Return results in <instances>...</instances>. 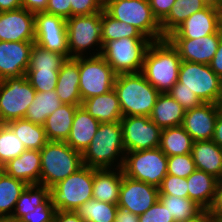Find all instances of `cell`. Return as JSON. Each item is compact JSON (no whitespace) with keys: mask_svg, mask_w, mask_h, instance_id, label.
Masks as SVG:
<instances>
[{"mask_svg":"<svg viewBox=\"0 0 222 222\" xmlns=\"http://www.w3.org/2000/svg\"><path fill=\"white\" fill-rule=\"evenodd\" d=\"M77 107L63 104L47 117L43 126L49 141L65 142L67 140Z\"/></svg>","mask_w":222,"mask_h":222,"instance_id":"obj_29","label":"cell"},{"mask_svg":"<svg viewBox=\"0 0 222 222\" xmlns=\"http://www.w3.org/2000/svg\"><path fill=\"white\" fill-rule=\"evenodd\" d=\"M171 89H187L203 103L222 105V79L206 64L181 61L178 82Z\"/></svg>","mask_w":222,"mask_h":222,"instance_id":"obj_7","label":"cell"},{"mask_svg":"<svg viewBox=\"0 0 222 222\" xmlns=\"http://www.w3.org/2000/svg\"><path fill=\"white\" fill-rule=\"evenodd\" d=\"M78 67L82 102L90 97L108 93L114 88L116 74L101 55L78 57Z\"/></svg>","mask_w":222,"mask_h":222,"instance_id":"obj_12","label":"cell"},{"mask_svg":"<svg viewBox=\"0 0 222 222\" xmlns=\"http://www.w3.org/2000/svg\"><path fill=\"white\" fill-rule=\"evenodd\" d=\"M158 189L159 195H174L181 198H189L187 178L167 174Z\"/></svg>","mask_w":222,"mask_h":222,"instance_id":"obj_43","label":"cell"},{"mask_svg":"<svg viewBox=\"0 0 222 222\" xmlns=\"http://www.w3.org/2000/svg\"><path fill=\"white\" fill-rule=\"evenodd\" d=\"M54 222H84L76 211H60L57 210Z\"/></svg>","mask_w":222,"mask_h":222,"instance_id":"obj_53","label":"cell"},{"mask_svg":"<svg viewBox=\"0 0 222 222\" xmlns=\"http://www.w3.org/2000/svg\"><path fill=\"white\" fill-rule=\"evenodd\" d=\"M78 57L67 58L61 65L55 91L63 104L81 106Z\"/></svg>","mask_w":222,"mask_h":222,"instance_id":"obj_21","label":"cell"},{"mask_svg":"<svg viewBox=\"0 0 222 222\" xmlns=\"http://www.w3.org/2000/svg\"><path fill=\"white\" fill-rule=\"evenodd\" d=\"M35 44L69 58L66 19L45 12L35 13Z\"/></svg>","mask_w":222,"mask_h":222,"instance_id":"obj_14","label":"cell"},{"mask_svg":"<svg viewBox=\"0 0 222 222\" xmlns=\"http://www.w3.org/2000/svg\"><path fill=\"white\" fill-rule=\"evenodd\" d=\"M149 38H120L106 42L101 56L112 67L116 75L139 73L142 71L144 57L149 45Z\"/></svg>","mask_w":222,"mask_h":222,"instance_id":"obj_8","label":"cell"},{"mask_svg":"<svg viewBox=\"0 0 222 222\" xmlns=\"http://www.w3.org/2000/svg\"><path fill=\"white\" fill-rule=\"evenodd\" d=\"M27 186L25 182L4 172L0 177V218L12 216L16 203Z\"/></svg>","mask_w":222,"mask_h":222,"instance_id":"obj_34","label":"cell"},{"mask_svg":"<svg viewBox=\"0 0 222 222\" xmlns=\"http://www.w3.org/2000/svg\"><path fill=\"white\" fill-rule=\"evenodd\" d=\"M122 168L95 169L93 168L92 198L105 203L117 204L122 183Z\"/></svg>","mask_w":222,"mask_h":222,"instance_id":"obj_24","label":"cell"},{"mask_svg":"<svg viewBox=\"0 0 222 222\" xmlns=\"http://www.w3.org/2000/svg\"><path fill=\"white\" fill-rule=\"evenodd\" d=\"M181 222H216L209 209H202L197 215Z\"/></svg>","mask_w":222,"mask_h":222,"instance_id":"obj_55","label":"cell"},{"mask_svg":"<svg viewBox=\"0 0 222 222\" xmlns=\"http://www.w3.org/2000/svg\"><path fill=\"white\" fill-rule=\"evenodd\" d=\"M59 71L27 70L26 76L36 92H49L55 90Z\"/></svg>","mask_w":222,"mask_h":222,"instance_id":"obj_41","label":"cell"},{"mask_svg":"<svg viewBox=\"0 0 222 222\" xmlns=\"http://www.w3.org/2000/svg\"><path fill=\"white\" fill-rule=\"evenodd\" d=\"M125 153L121 123H100L90 145L82 154L83 164L95 169L122 168Z\"/></svg>","mask_w":222,"mask_h":222,"instance_id":"obj_2","label":"cell"},{"mask_svg":"<svg viewBox=\"0 0 222 222\" xmlns=\"http://www.w3.org/2000/svg\"><path fill=\"white\" fill-rule=\"evenodd\" d=\"M22 1V8H25L29 12L38 13V12H45L48 0H21Z\"/></svg>","mask_w":222,"mask_h":222,"instance_id":"obj_52","label":"cell"},{"mask_svg":"<svg viewBox=\"0 0 222 222\" xmlns=\"http://www.w3.org/2000/svg\"><path fill=\"white\" fill-rule=\"evenodd\" d=\"M181 61L178 50L167 38L153 41L146 51L141 73L160 93H168L178 82Z\"/></svg>","mask_w":222,"mask_h":222,"instance_id":"obj_1","label":"cell"},{"mask_svg":"<svg viewBox=\"0 0 222 222\" xmlns=\"http://www.w3.org/2000/svg\"><path fill=\"white\" fill-rule=\"evenodd\" d=\"M117 210V204L91 198L82 204L76 212L84 222H114Z\"/></svg>","mask_w":222,"mask_h":222,"instance_id":"obj_36","label":"cell"},{"mask_svg":"<svg viewBox=\"0 0 222 222\" xmlns=\"http://www.w3.org/2000/svg\"><path fill=\"white\" fill-rule=\"evenodd\" d=\"M191 154L197 170L222 179V148L213 140L195 141Z\"/></svg>","mask_w":222,"mask_h":222,"instance_id":"obj_25","label":"cell"},{"mask_svg":"<svg viewBox=\"0 0 222 222\" xmlns=\"http://www.w3.org/2000/svg\"><path fill=\"white\" fill-rule=\"evenodd\" d=\"M126 152L159 148L162 129L148 116H126L120 120Z\"/></svg>","mask_w":222,"mask_h":222,"instance_id":"obj_13","label":"cell"},{"mask_svg":"<svg viewBox=\"0 0 222 222\" xmlns=\"http://www.w3.org/2000/svg\"><path fill=\"white\" fill-rule=\"evenodd\" d=\"M219 8H220V10H221V12H222V0H220Z\"/></svg>","mask_w":222,"mask_h":222,"instance_id":"obj_61","label":"cell"},{"mask_svg":"<svg viewBox=\"0 0 222 222\" xmlns=\"http://www.w3.org/2000/svg\"><path fill=\"white\" fill-rule=\"evenodd\" d=\"M82 107L100 123L120 122L123 117L118 96L114 89L108 93L84 100Z\"/></svg>","mask_w":222,"mask_h":222,"instance_id":"obj_26","label":"cell"},{"mask_svg":"<svg viewBox=\"0 0 222 222\" xmlns=\"http://www.w3.org/2000/svg\"><path fill=\"white\" fill-rule=\"evenodd\" d=\"M66 59L64 55L43 49L34 43L30 53L28 70L59 71Z\"/></svg>","mask_w":222,"mask_h":222,"instance_id":"obj_39","label":"cell"},{"mask_svg":"<svg viewBox=\"0 0 222 222\" xmlns=\"http://www.w3.org/2000/svg\"><path fill=\"white\" fill-rule=\"evenodd\" d=\"M0 222H18V221L14 220L11 217H2V218H0Z\"/></svg>","mask_w":222,"mask_h":222,"instance_id":"obj_59","label":"cell"},{"mask_svg":"<svg viewBox=\"0 0 222 222\" xmlns=\"http://www.w3.org/2000/svg\"><path fill=\"white\" fill-rule=\"evenodd\" d=\"M189 199L203 209H209L213 203L218 179L201 170H195L187 177Z\"/></svg>","mask_w":222,"mask_h":222,"instance_id":"obj_28","label":"cell"},{"mask_svg":"<svg viewBox=\"0 0 222 222\" xmlns=\"http://www.w3.org/2000/svg\"><path fill=\"white\" fill-rule=\"evenodd\" d=\"M195 170L196 166L191 153L167 157V174L187 178Z\"/></svg>","mask_w":222,"mask_h":222,"instance_id":"obj_42","label":"cell"},{"mask_svg":"<svg viewBox=\"0 0 222 222\" xmlns=\"http://www.w3.org/2000/svg\"><path fill=\"white\" fill-rule=\"evenodd\" d=\"M220 36L221 29L205 37L168 40L178 50L182 61L209 65L218 49Z\"/></svg>","mask_w":222,"mask_h":222,"instance_id":"obj_20","label":"cell"},{"mask_svg":"<svg viewBox=\"0 0 222 222\" xmlns=\"http://www.w3.org/2000/svg\"><path fill=\"white\" fill-rule=\"evenodd\" d=\"M35 14L25 8L0 12V41L35 42Z\"/></svg>","mask_w":222,"mask_h":222,"instance_id":"obj_19","label":"cell"},{"mask_svg":"<svg viewBox=\"0 0 222 222\" xmlns=\"http://www.w3.org/2000/svg\"><path fill=\"white\" fill-rule=\"evenodd\" d=\"M159 200L158 187L124 175L119 190L118 207L141 215Z\"/></svg>","mask_w":222,"mask_h":222,"instance_id":"obj_15","label":"cell"},{"mask_svg":"<svg viewBox=\"0 0 222 222\" xmlns=\"http://www.w3.org/2000/svg\"><path fill=\"white\" fill-rule=\"evenodd\" d=\"M103 5L105 4L106 0H99Z\"/></svg>","mask_w":222,"mask_h":222,"instance_id":"obj_62","label":"cell"},{"mask_svg":"<svg viewBox=\"0 0 222 222\" xmlns=\"http://www.w3.org/2000/svg\"><path fill=\"white\" fill-rule=\"evenodd\" d=\"M185 110L168 93H160L150 114V119L161 129L181 126Z\"/></svg>","mask_w":222,"mask_h":222,"instance_id":"obj_27","label":"cell"},{"mask_svg":"<svg viewBox=\"0 0 222 222\" xmlns=\"http://www.w3.org/2000/svg\"><path fill=\"white\" fill-rule=\"evenodd\" d=\"M114 222H139V215L118 207Z\"/></svg>","mask_w":222,"mask_h":222,"instance_id":"obj_54","label":"cell"},{"mask_svg":"<svg viewBox=\"0 0 222 222\" xmlns=\"http://www.w3.org/2000/svg\"><path fill=\"white\" fill-rule=\"evenodd\" d=\"M221 104L202 103L201 105L185 111L182 127L190 135L193 141L212 140L215 124Z\"/></svg>","mask_w":222,"mask_h":222,"instance_id":"obj_17","label":"cell"},{"mask_svg":"<svg viewBox=\"0 0 222 222\" xmlns=\"http://www.w3.org/2000/svg\"><path fill=\"white\" fill-rule=\"evenodd\" d=\"M122 170L129 178L159 187L167 175V156L160 148L126 152Z\"/></svg>","mask_w":222,"mask_h":222,"instance_id":"obj_10","label":"cell"},{"mask_svg":"<svg viewBox=\"0 0 222 222\" xmlns=\"http://www.w3.org/2000/svg\"><path fill=\"white\" fill-rule=\"evenodd\" d=\"M93 168L83 166L77 172L49 188L52 205L60 211H76L92 198Z\"/></svg>","mask_w":222,"mask_h":222,"instance_id":"obj_9","label":"cell"},{"mask_svg":"<svg viewBox=\"0 0 222 222\" xmlns=\"http://www.w3.org/2000/svg\"><path fill=\"white\" fill-rule=\"evenodd\" d=\"M40 185L51 188L84 166L82 154L66 142L48 141L40 150Z\"/></svg>","mask_w":222,"mask_h":222,"instance_id":"obj_4","label":"cell"},{"mask_svg":"<svg viewBox=\"0 0 222 222\" xmlns=\"http://www.w3.org/2000/svg\"><path fill=\"white\" fill-rule=\"evenodd\" d=\"M48 197L49 188L40 184L28 185L21 193L11 218L18 221L26 213L42 204Z\"/></svg>","mask_w":222,"mask_h":222,"instance_id":"obj_37","label":"cell"},{"mask_svg":"<svg viewBox=\"0 0 222 222\" xmlns=\"http://www.w3.org/2000/svg\"><path fill=\"white\" fill-rule=\"evenodd\" d=\"M4 165L0 163V177L4 174Z\"/></svg>","mask_w":222,"mask_h":222,"instance_id":"obj_60","label":"cell"},{"mask_svg":"<svg viewBox=\"0 0 222 222\" xmlns=\"http://www.w3.org/2000/svg\"><path fill=\"white\" fill-rule=\"evenodd\" d=\"M45 13L68 19L71 17V0H48Z\"/></svg>","mask_w":222,"mask_h":222,"instance_id":"obj_48","label":"cell"},{"mask_svg":"<svg viewBox=\"0 0 222 222\" xmlns=\"http://www.w3.org/2000/svg\"><path fill=\"white\" fill-rule=\"evenodd\" d=\"M212 71L222 79V28L218 49L209 63Z\"/></svg>","mask_w":222,"mask_h":222,"instance_id":"obj_51","label":"cell"},{"mask_svg":"<svg viewBox=\"0 0 222 222\" xmlns=\"http://www.w3.org/2000/svg\"><path fill=\"white\" fill-rule=\"evenodd\" d=\"M34 43L0 41V80L26 75Z\"/></svg>","mask_w":222,"mask_h":222,"instance_id":"obj_18","label":"cell"},{"mask_svg":"<svg viewBox=\"0 0 222 222\" xmlns=\"http://www.w3.org/2000/svg\"><path fill=\"white\" fill-rule=\"evenodd\" d=\"M22 8L21 0H0V12L12 11Z\"/></svg>","mask_w":222,"mask_h":222,"instance_id":"obj_56","label":"cell"},{"mask_svg":"<svg viewBox=\"0 0 222 222\" xmlns=\"http://www.w3.org/2000/svg\"><path fill=\"white\" fill-rule=\"evenodd\" d=\"M139 222H175L167 207L159 200L145 213L139 215Z\"/></svg>","mask_w":222,"mask_h":222,"instance_id":"obj_45","label":"cell"},{"mask_svg":"<svg viewBox=\"0 0 222 222\" xmlns=\"http://www.w3.org/2000/svg\"><path fill=\"white\" fill-rule=\"evenodd\" d=\"M193 139L182 126L162 129L159 148L167 156L191 153Z\"/></svg>","mask_w":222,"mask_h":222,"instance_id":"obj_32","label":"cell"},{"mask_svg":"<svg viewBox=\"0 0 222 222\" xmlns=\"http://www.w3.org/2000/svg\"><path fill=\"white\" fill-rule=\"evenodd\" d=\"M168 94L175 99L185 111L191 110L203 102L187 89H171Z\"/></svg>","mask_w":222,"mask_h":222,"instance_id":"obj_47","label":"cell"},{"mask_svg":"<svg viewBox=\"0 0 222 222\" xmlns=\"http://www.w3.org/2000/svg\"><path fill=\"white\" fill-rule=\"evenodd\" d=\"M147 38L136 27L124 21H118L109 16L104 10L101 12L102 44L120 38Z\"/></svg>","mask_w":222,"mask_h":222,"instance_id":"obj_35","label":"cell"},{"mask_svg":"<svg viewBox=\"0 0 222 222\" xmlns=\"http://www.w3.org/2000/svg\"><path fill=\"white\" fill-rule=\"evenodd\" d=\"M56 211L49 196L42 204L22 216L18 222H54Z\"/></svg>","mask_w":222,"mask_h":222,"instance_id":"obj_44","label":"cell"},{"mask_svg":"<svg viewBox=\"0 0 222 222\" xmlns=\"http://www.w3.org/2000/svg\"><path fill=\"white\" fill-rule=\"evenodd\" d=\"M6 125L20 139L26 150L40 151L49 141L44 126L30 122L27 119L12 120Z\"/></svg>","mask_w":222,"mask_h":222,"instance_id":"obj_30","label":"cell"},{"mask_svg":"<svg viewBox=\"0 0 222 222\" xmlns=\"http://www.w3.org/2000/svg\"><path fill=\"white\" fill-rule=\"evenodd\" d=\"M103 6L99 0H71V17L102 12Z\"/></svg>","mask_w":222,"mask_h":222,"instance_id":"obj_46","label":"cell"},{"mask_svg":"<svg viewBox=\"0 0 222 222\" xmlns=\"http://www.w3.org/2000/svg\"><path fill=\"white\" fill-rule=\"evenodd\" d=\"M99 125L100 122L93 118L82 105L78 106L69 136L65 142L72 149L83 154L98 131Z\"/></svg>","mask_w":222,"mask_h":222,"instance_id":"obj_22","label":"cell"},{"mask_svg":"<svg viewBox=\"0 0 222 222\" xmlns=\"http://www.w3.org/2000/svg\"><path fill=\"white\" fill-rule=\"evenodd\" d=\"M123 117L150 116L160 92L139 73L116 75L113 88Z\"/></svg>","mask_w":222,"mask_h":222,"instance_id":"obj_3","label":"cell"},{"mask_svg":"<svg viewBox=\"0 0 222 222\" xmlns=\"http://www.w3.org/2000/svg\"><path fill=\"white\" fill-rule=\"evenodd\" d=\"M176 0H149L154 17L160 23L168 14Z\"/></svg>","mask_w":222,"mask_h":222,"instance_id":"obj_49","label":"cell"},{"mask_svg":"<svg viewBox=\"0 0 222 222\" xmlns=\"http://www.w3.org/2000/svg\"><path fill=\"white\" fill-rule=\"evenodd\" d=\"M35 94L26 75L0 80V124L24 118Z\"/></svg>","mask_w":222,"mask_h":222,"instance_id":"obj_11","label":"cell"},{"mask_svg":"<svg viewBox=\"0 0 222 222\" xmlns=\"http://www.w3.org/2000/svg\"><path fill=\"white\" fill-rule=\"evenodd\" d=\"M25 150L24 144L13 131L6 124H0V163L5 165Z\"/></svg>","mask_w":222,"mask_h":222,"instance_id":"obj_40","label":"cell"},{"mask_svg":"<svg viewBox=\"0 0 222 222\" xmlns=\"http://www.w3.org/2000/svg\"><path fill=\"white\" fill-rule=\"evenodd\" d=\"M5 173L27 185L40 184L41 155L38 150H25L4 165Z\"/></svg>","mask_w":222,"mask_h":222,"instance_id":"obj_23","label":"cell"},{"mask_svg":"<svg viewBox=\"0 0 222 222\" xmlns=\"http://www.w3.org/2000/svg\"><path fill=\"white\" fill-rule=\"evenodd\" d=\"M219 147L222 148V110L219 112L216 124L214 136L212 139Z\"/></svg>","mask_w":222,"mask_h":222,"instance_id":"obj_57","label":"cell"},{"mask_svg":"<svg viewBox=\"0 0 222 222\" xmlns=\"http://www.w3.org/2000/svg\"><path fill=\"white\" fill-rule=\"evenodd\" d=\"M159 201L167 207L175 222H181L197 215L203 208L189 198L174 195H159Z\"/></svg>","mask_w":222,"mask_h":222,"instance_id":"obj_38","label":"cell"},{"mask_svg":"<svg viewBox=\"0 0 222 222\" xmlns=\"http://www.w3.org/2000/svg\"><path fill=\"white\" fill-rule=\"evenodd\" d=\"M222 28L220 8L208 5L182 22L167 39H195L217 33Z\"/></svg>","mask_w":222,"mask_h":222,"instance_id":"obj_16","label":"cell"},{"mask_svg":"<svg viewBox=\"0 0 222 222\" xmlns=\"http://www.w3.org/2000/svg\"><path fill=\"white\" fill-rule=\"evenodd\" d=\"M63 103L55 90L36 92L33 102L29 105L24 119L35 124L44 125L48 116L52 115Z\"/></svg>","mask_w":222,"mask_h":222,"instance_id":"obj_33","label":"cell"},{"mask_svg":"<svg viewBox=\"0 0 222 222\" xmlns=\"http://www.w3.org/2000/svg\"><path fill=\"white\" fill-rule=\"evenodd\" d=\"M208 5H212L219 8L220 0H204Z\"/></svg>","mask_w":222,"mask_h":222,"instance_id":"obj_58","label":"cell"},{"mask_svg":"<svg viewBox=\"0 0 222 222\" xmlns=\"http://www.w3.org/2000/svg\"><path fill=\"white\" fill-rule=\"evenodd\" d=\"M209 211L216 222H222V179L218 180L215 197Z\"/></svg>","mask_w":222,"mask_h":222,"instance_id":"obj_50","label":"cell"},{"mask_svg":"<svg viewBox=\"0 0 222 222\" xmlns=\"http://www.w3.org/2000/svg\"><path fill=\"white\" fill-rule=\"evenodd\" d=\"M103 10L112 18L136 27L152 41L166 38L152 13L149 0H106Z\"/></svg>","mask_w":222,"mask_h":222,"instance_id":"obj_6","label":"cell"},{"mask_svg":"<svg viewBox=\"0 0 222 222\" xmlns=\"http://www.w3.org/2000/svg\"><path fill=\"white\" fill-rule=\"evenodd\" d=\"M66 25L69 58L101 54L103 47L101 12L92 15L72 16L66 19Z\"/></svg>","mask_w":222,"mask_h":222,"instance_id":"obj_5","label":"cell"},{"mask_svg":"<svg viewBox=\"0 0 222 222\" xmlns=\"http://www.w3.org/2000/svg\"><path fill=\"white\" fill-rule=\"evenodd\" d=\"M208 4L204 0H176L169 14L160 22L165 37L170 35L190 15L203 10Z\"/></svg>","mask_w":222,"mask_h":222,"instance_id":"obj_31","label":"cell"}]
</instances>
